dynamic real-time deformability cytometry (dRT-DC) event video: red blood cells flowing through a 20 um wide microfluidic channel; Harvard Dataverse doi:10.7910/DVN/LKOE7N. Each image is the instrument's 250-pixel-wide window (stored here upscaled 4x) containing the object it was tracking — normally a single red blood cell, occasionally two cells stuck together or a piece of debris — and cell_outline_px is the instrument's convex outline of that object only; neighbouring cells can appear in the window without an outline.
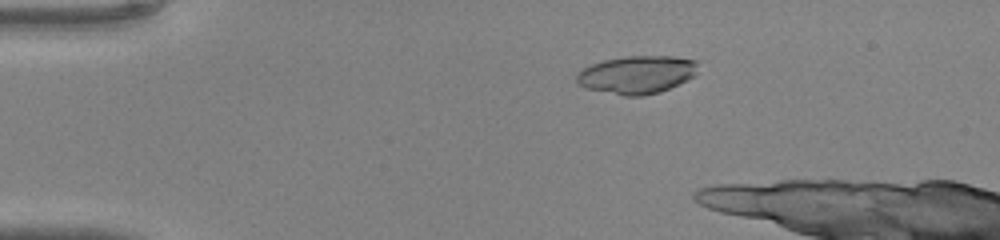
{"species": "common noctule bat (a hibernating species)", "species_latin": "Nyctalus noctula", "temperature_condition": "warm", "stored_images_in_passage": 25, "camera_frame_rate_fps": 3000, "um_per_image_px": 0.085, "animal": {"sex": "male", "body_mass_g": 20.0, "forearm_length_mm": 53.3}, "frame": {"image": 1, "passage_image": 10, "time_ms": 3.0, "image_size_px": [1000, 240], "cell_outline_px": [[696, 76], [688, 80], [660, 92], [640, 96], [624, 96], [584, 88], [576, 84], [576, 76], [584, 68], [592, 64], [604, 60], [628, 56], [672, 56], [696, 60]], "centroid_in_image_um": [54.13, 6.35], "position_along_channel_um": 30.9, "area_um2": 26.88}}
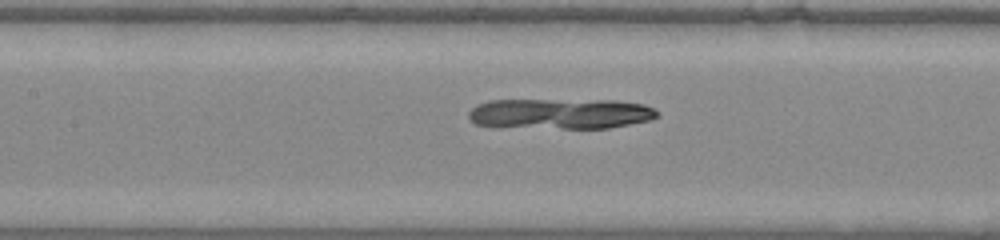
{"frame": {"image": 2, "passage_image": 23, "time_ms": 7.333, "image_size_px": [1000, 240], "cell_outline_px": [[660, 116], [652, 120], [608, 128], [564, 128], [476, 124], [468, 116], [468, 112], [472, 108], [488, 100], [616, 100], [644, 104], [660, 112]], "centroid_in_image_um": [47.75, 9.64], "position_along_channel_um": 159.6, "area_um2": 33.18}}